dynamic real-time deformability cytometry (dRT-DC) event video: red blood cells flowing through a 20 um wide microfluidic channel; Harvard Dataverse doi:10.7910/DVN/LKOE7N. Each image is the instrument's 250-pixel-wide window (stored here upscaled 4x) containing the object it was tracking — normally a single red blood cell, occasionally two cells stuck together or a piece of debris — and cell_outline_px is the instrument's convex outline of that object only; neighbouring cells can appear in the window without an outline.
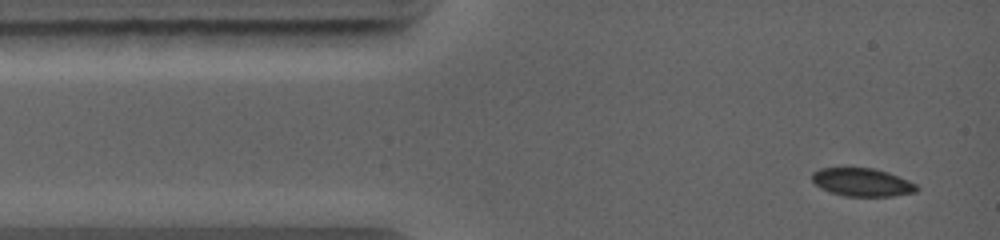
{"species": "common noctule bat (a hibernating species)", "species_latin": "Nyctalus noctula", "temperature_condition": "warm", "stored_images_in_passage": 27, "camera_frame_rate_fps": 5000, "um_per_image_px": 0.085, "animal": {"sex": "female", "body_mass_g": 19.0, "forearm_length_mm": 56.7}, "frame": {"image": 1, "passage_image": 1, "time_ms": 0.0, "image_size_px": [1000, 240], "cell_outline_px": [[920, 188], [916, 192], [892, 196], [844, 196], [820, 188], [812, 180], [812, 172], [820, 168], [872, 168], [888, 172], [908, 180], [916, 184]], "centroid_in_image_um": [73.29, 15.49], "position_along_channel_um": 11.7, "area_um2": 17.11}}
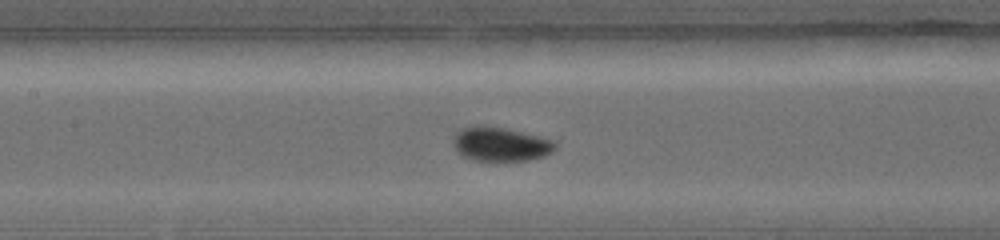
{"frame": {"image": 2, "passage_image": 10, "time_ms": 4.4, "image_size_px": [1000, 240], "cell_outline_px": [[556, 148], [552, 152], [544, 156], [528, 160], [496, 164], [472, 160], [460, 156], [456, 152], [452, 144], [452, 140], [456, 132], [460, 128], [476, 124], [484, 124], [504, 128], [556, 140]], "centroid_in_image_um": [42.48, 12.29], "position_along_channel_um": 164.9, "area_um2": 21.5}}
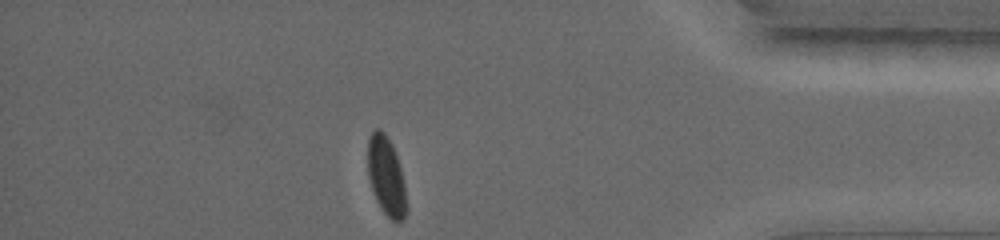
{"frame": {"image": 3, "passage_image": 27, "time_ms": 10.2, "image_size_px": [1000, 240], "cell_outline_px": [[408, 208], [404, 220], [392, 220], [380, 208], [376, 200], [368, 176], [368, 140], [372, 132], [376, 128], [380, 128], [384, 132], [392, 144], [400, 168], [404, 184]], "centroid_in_image_um": [32.84, 14.99], "position_along_channel_um": 402.4, "area_um2": 17.69}}